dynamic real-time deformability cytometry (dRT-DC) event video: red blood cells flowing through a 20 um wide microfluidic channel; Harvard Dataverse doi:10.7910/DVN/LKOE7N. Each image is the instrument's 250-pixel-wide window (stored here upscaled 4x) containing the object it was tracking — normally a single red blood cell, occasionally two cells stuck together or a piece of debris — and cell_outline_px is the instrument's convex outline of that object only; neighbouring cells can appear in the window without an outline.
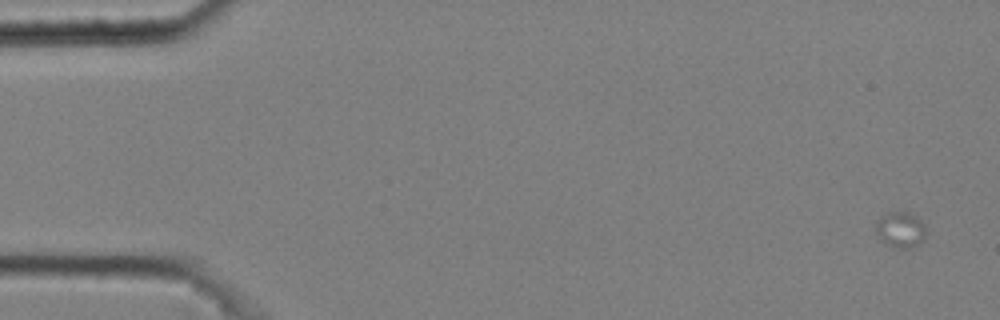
{"species": "common noctule bat (a hibernating species)", "species_latin": "Nyctalus noctula", "temperature_condition": "cold", "stored_images_in_passage": 4, "camera_frame_rate_fps": 3000, "um_per_image_px": 0.085, "animal": {"sex": "male", "body_mass_g": 20.4}, "frame": {"image": 1, "passage_image": 1, "time_ms": 0.0, "image_size_px": [1000, 320], "cell_outline_px": [[924, 240], [920, 244], [908, 248], [900, 248], [884, 244], [880, 240], [876, 232], [876, 220], [880, 216], [892, 212], [908, 212], [920, 220], [924, 228]], "centroid_in_image_um": [76.5, 19.54], "position_along_channel_um": 8.5, "area_um2": 10.35}}